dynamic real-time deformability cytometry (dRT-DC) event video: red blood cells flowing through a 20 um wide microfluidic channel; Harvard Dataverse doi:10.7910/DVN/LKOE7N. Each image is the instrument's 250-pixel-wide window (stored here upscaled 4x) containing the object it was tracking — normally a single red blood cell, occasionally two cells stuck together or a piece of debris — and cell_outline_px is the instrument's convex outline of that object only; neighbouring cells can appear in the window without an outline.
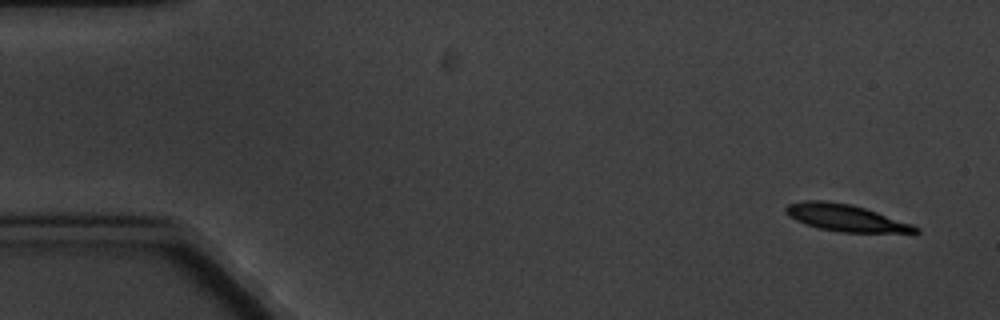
{"species": "common noctule bat (a hibernating species)", "species_latin": "Nyctalus noctula", "temperature_condition": "cold", "stored_images_in_passage": 5, "camera_frame_rate_fps": 3000, "um_per_image_px": 0.085, "animal": {"sex": "male", "body_mass_g": 20.1, "forearm_length_mm": 53.5}, "frame": {"image": 1, "passage_image": 1, "time_ms": 0.0, "image_size_px": [1000, 320], "cell_outline_px": [[920, 232], [840, 232], [820, 228], [804, 224], [788, 216], [784, 212], [784, 208], [788, 204], [804, 200], [824, 200], [852, 204], [912, 224], [920, 228]], "centroid_in_image_um": [71.81, 18.5], "position_along_channel_um": 13.2, "area_um2": 20.17}}